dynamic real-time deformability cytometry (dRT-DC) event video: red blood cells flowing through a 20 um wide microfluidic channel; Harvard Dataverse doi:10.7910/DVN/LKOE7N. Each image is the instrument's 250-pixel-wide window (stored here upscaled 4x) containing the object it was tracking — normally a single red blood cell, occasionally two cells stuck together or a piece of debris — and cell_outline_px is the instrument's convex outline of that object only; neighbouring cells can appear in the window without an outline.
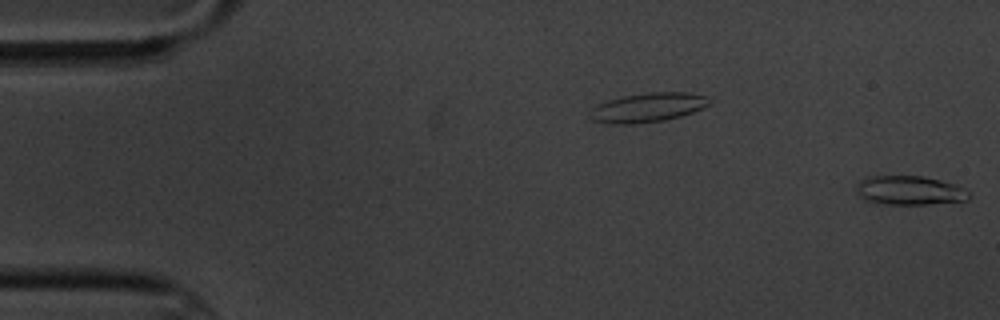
{"species": "common noctule bat (a hibernating species)", "species_latin": "Nyctalus noctula", "temperature_condition": "cold", "stored_images_in_passage": 9, "camera_frame_rate_fps": 3000, "um_per_image_px": 0.085, "animal": {"sex": "male", "body_mass_g": 20.1, "forearm_length_mm": 53.5}, "frame": {"image": 1, "passage_image": 1, "time_ms": 0.0, "image_size_px": [1000, 320], "cell_outline_px": [[972, 196], [968, 200], [928, 204], [884, 204], [864, 200], [860, 196], [856, 188], [860, 180], [872, 176], [924, 176], [956, 184], [968, 188], [972, 192]], "centroid_in_image_um": [77.41, 16.19], "position_along_channel_um": 7.6, "area_um2": 19.31}}
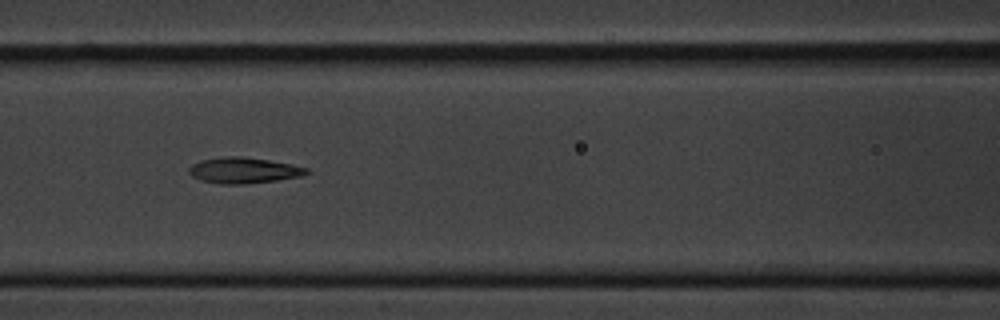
{"frame": {"image": 2, "passage_image": 8, "time_ms": 8.0, "image_size_px": [1000, 320], "cell_outline_px": [[308, 172], [300, 176], [276, 180], [244, 184], [220, 184], [200, 180], [192, 176], [188, 172], [188, 168], [192, 164], [200, 160], [224, 156], [240, 156], [268, 160], [292, 164], [308, 168]], "centroid_in_image_um": [20.66, 14.47], "position_along_channel_um": 145.9, "area_um2": 17.69}}
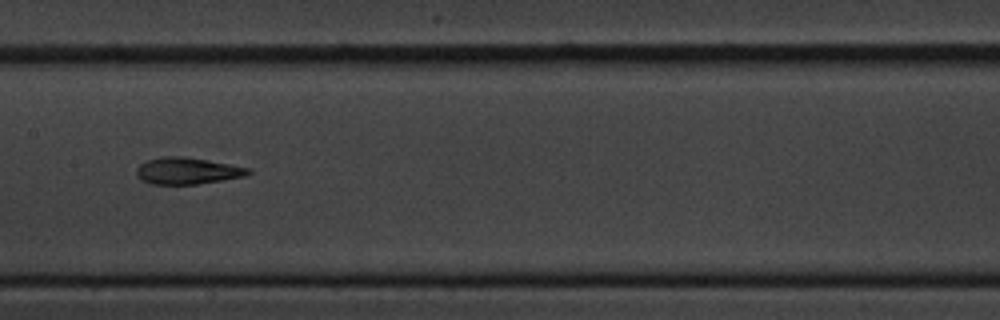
{"frame": {"image": 3, "passage_image": 9, "time_ms": 9.333, "image_size_px": [1000, 320], "cell_outline_px": [[252, 172], [244, 176], [196, 184], [152, 184], [140, 180], [136, 176], [136, 168], [140, 164], [148, 160], [164, 156], [184, 156], [208, 160], [248, 168]], "centroid_in_image_um": [15.86, 14.52], "position_along_channel_um": 191.5, "area_um2": 17.22}}